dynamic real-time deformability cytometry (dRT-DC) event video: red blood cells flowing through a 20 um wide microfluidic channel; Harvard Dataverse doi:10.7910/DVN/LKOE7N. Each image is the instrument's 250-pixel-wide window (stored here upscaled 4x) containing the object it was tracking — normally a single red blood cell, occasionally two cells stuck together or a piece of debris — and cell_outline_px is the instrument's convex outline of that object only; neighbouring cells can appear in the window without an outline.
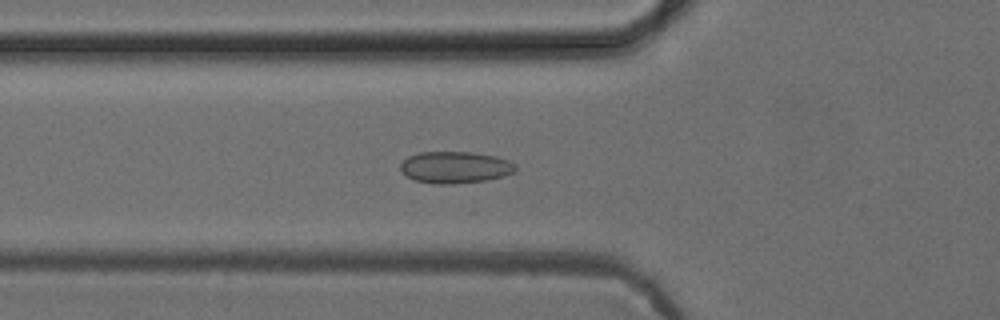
{"species": "common noctule bat (a hibernating species)", "species_latin": "Nyctalus noctula", "temperature_condition": "cold", "stored_images_in_passage": 44, "camera_frame_rate_fps": 3000, "um_per_image_px": 0.085, "animal": {"sex": "female", "body_mass_g": 24.6, "forearm_length_mm": 56.2}, "frame": {"image": 1, "passage_image": 10, "time_ms": 3.0, "image_size_px": [1000, 320], "cell_outline_px": [[516, 172], [484, 180], [452, 184], [436, 184], [416, 180], [400, 172], [400, 164], [408, 156], [420, 152], [472, 152], [496, 156], [508, 160], [516, 164]], "centroid_in_image_um": [38.67, 14.21], "position_along_channel_um": 87.1, "area_um2": 21.21}}
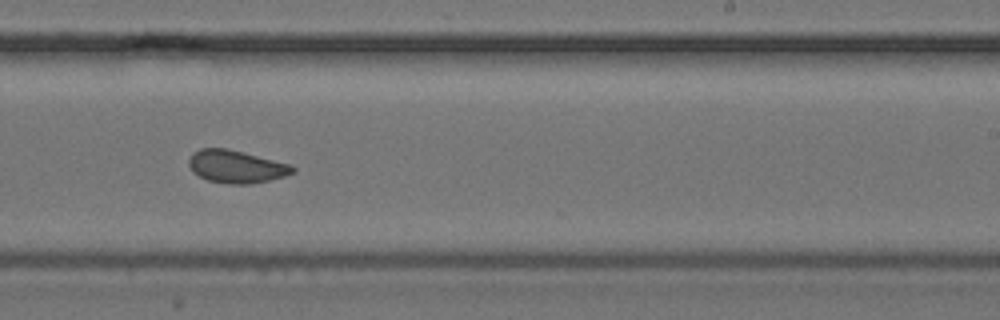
{"frame": {"image": 2, "passage_image": 24, "time_ms": 7.667, "image_size_px": [1000, 320], "cell_outline_px": [[296, 172], [284, 176], [252, 184], [228, 184], [208, 180], [192, 172], [188, 164], [188, 160], [192, 152], [200, 148], [228, 148], [288, 164], [296, 168]], "centroid_in_image_um": [20.04, 14.16], "position_along_channel_um": 269.0, "area_um2": 19.77}}
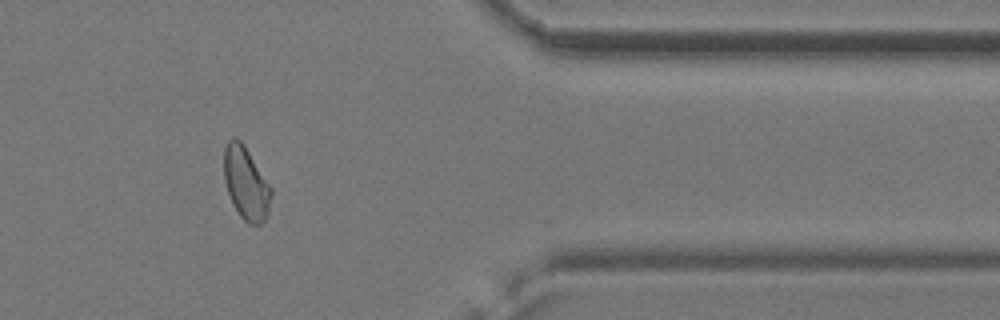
{"frame": {"image": 3, "passage_image": 35, "time_ms": 11.333, "image_size_px": [1000, 320], "cell_outline_px": [[272, 196], [268, 216], [260, 224], [248, 224], [240, 216], [232, 204], [224, 180], [224, 148], [228, 140], [232, 136], [240, 140], [244, 144], [272, 188]], "centroid_in_image_um": [20.91, 15.58], "position_along_channel_um": 390.5, "area_um2": 20.23}, "authors_computed_cell_mechanics": {"area_um2": 20.1144, "velocity_mm_per_s": 3.8851, "shape_relaxation_time_tau1_ms": null, "shape_relaxation_time_tau2_ms": 2.0627, "deformation_change_tau1": null, "deformation_change_tau2": 0.0553}}